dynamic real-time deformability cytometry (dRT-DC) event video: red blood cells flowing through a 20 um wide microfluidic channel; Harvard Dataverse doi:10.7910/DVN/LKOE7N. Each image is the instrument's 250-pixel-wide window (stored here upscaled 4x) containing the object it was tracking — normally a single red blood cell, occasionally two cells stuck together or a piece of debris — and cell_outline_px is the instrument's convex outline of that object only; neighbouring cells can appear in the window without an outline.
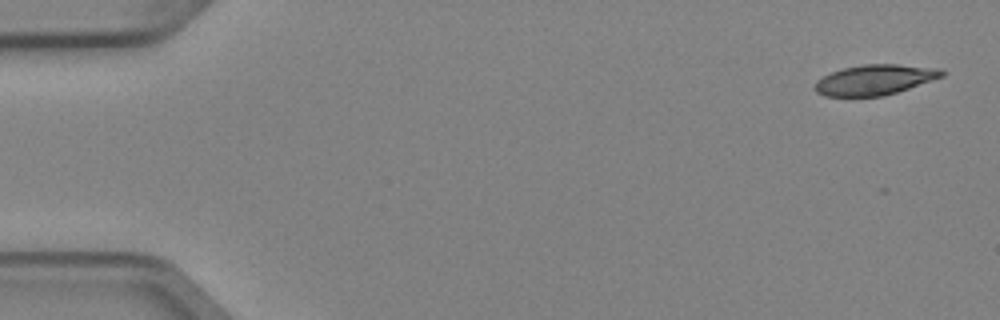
{"species": "Egyptian fruit bat (a non-hibernating species)", "species_latin": "Rousettus aegyptiacus", "temperature_condition": "cold", "stored_images_in_passage": 4, "camera_frame_rate_fps": 3000, "um_per_image_px": 0.085, "animal": {"sex": "female"}, "frame": {"image": 1, "passage_image": 1, "time_ms": 0.0, "image_size_px": [1000, 320], "cell_outline_px": [[944, 76], [884, 96], [824, 96], [816, 92], [812, 88], [816, 80], [832, 72], [844, 68], [864, 64], [896, 64], [940, 68], [944, 72]], "centroid_in_image_um": [74.32, 6.78], "position_along_channel_um": 10.7, "area_um2": 22.31}}
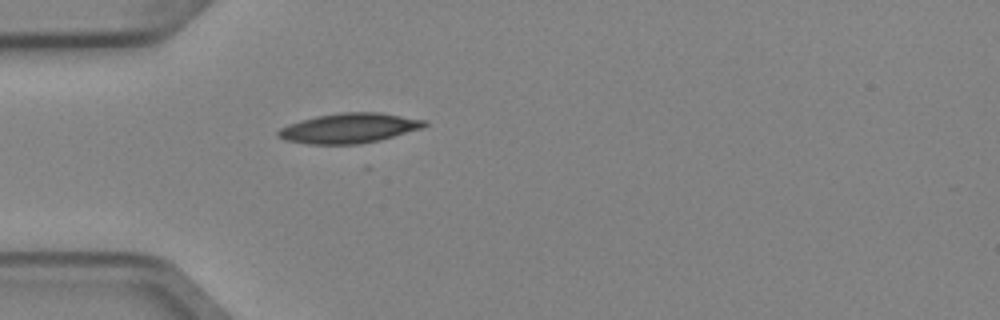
{"frame": {"image": 2, "passage_image": 4, "time_ms": 1.0, "image_size_px": [1000, 320], "cell_outline_px": [[428, 124], [424, 128], [380, 140], [360, 144], [308, 144], [284, 140], [276, 136], [276, 132], [280, 128], [288, 124], [300, 120], [316, 116], [340, 112], [380, 112], [428, 120]], "centroid_in_image_um": [29.69, 10.89], "position_along_channel_um": 55.3, "area_um2": 25.84}}